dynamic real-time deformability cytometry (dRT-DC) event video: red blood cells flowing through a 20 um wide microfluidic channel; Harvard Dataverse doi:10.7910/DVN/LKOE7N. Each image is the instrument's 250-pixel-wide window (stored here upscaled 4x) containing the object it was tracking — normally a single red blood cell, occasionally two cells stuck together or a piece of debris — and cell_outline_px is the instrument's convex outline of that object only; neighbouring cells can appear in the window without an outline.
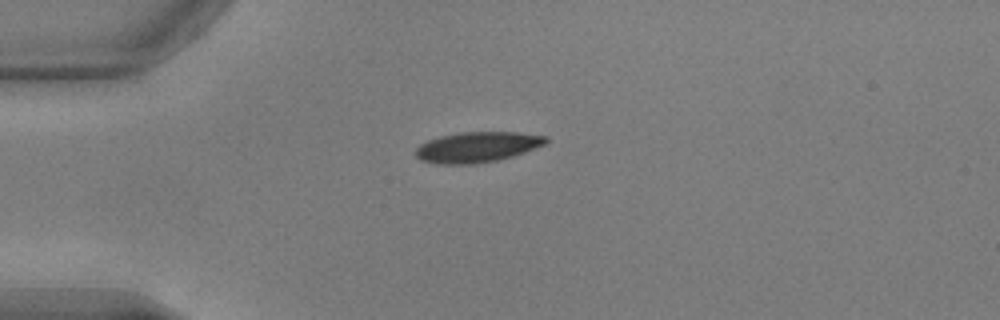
{"species": "common noctule bat (a hibernating species)", "species_latin": "Nyctalus noctula", "temperature_condition": "warm", "stored_images_in_passage": 36, "camera_frame_rate_fps": 3000, "um_per_image_px": 0.085, "animal": {"sex": "male", "body_mass_g": 17.9, "forearm_length_mm": 54.2}, "frame": {"image": 1, "passage_image": 1, "time_ms": 0.0, "image_size_px": [1000, 320], "cell_outline_px": [[548, 144], [512, 156], [496, 160], [476, 164], [440, 164], [420, 160], [416, 156], [416, 148], [420, 144], [428, 140], [440, 136], [460, 132], [516, 132], [548, 136]], "centroid_in_image_um": [40.58, 12.49], "position_along_channel_um": 44.4, "area_um2": 23.18}}
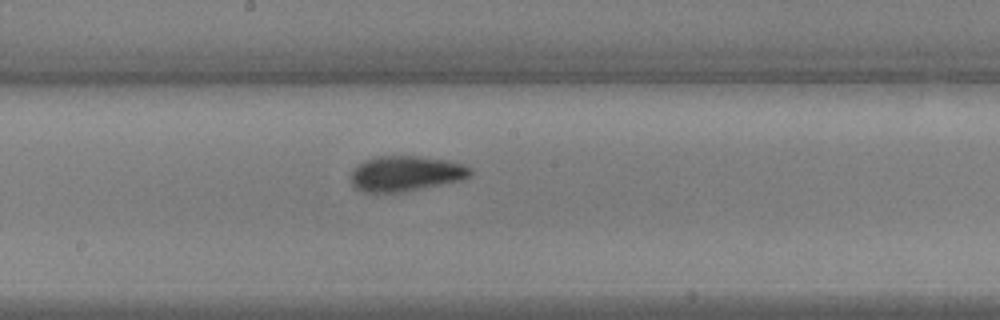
{"frame": {"image": 2, "passage_image": 16, "time_ms": 5.0, "image_size_px": [1000, 320], "cell_outline_px": [[472, 176], [460, 180], [400, 192], [364, 192], [356, 188], [352, 184], [352, 168], [364, 160], [380, 156], [416, 156], [448, 160], [472, 168]], "centroid_in_image_um": [34.48, 14.74], "position_along_channel_um": 213.7, "area_um2": 24.33}}
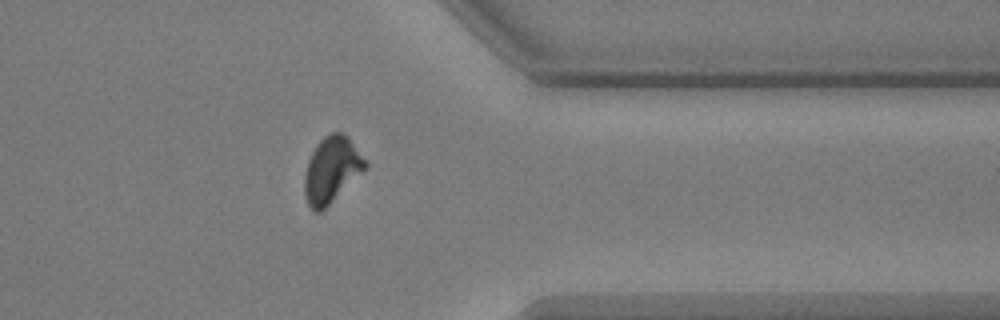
{"frame": {"image": 3, "passage_image": 30, "time_ms": 9.667, "image_size_px": [1000, 320], "cell_outline_px": [[368, 168], [320, 212], [316, 212], [308, 204], [304, 196], [304, 176], [308, 160], [316, 144], [324, 136], [332, 132], [340, 132], [348, 136], [368, 164]], "centroid_in_image_um": [28.19, 14.42], "position_along_channel_um": 383.2, "area_um2": 23.29}}